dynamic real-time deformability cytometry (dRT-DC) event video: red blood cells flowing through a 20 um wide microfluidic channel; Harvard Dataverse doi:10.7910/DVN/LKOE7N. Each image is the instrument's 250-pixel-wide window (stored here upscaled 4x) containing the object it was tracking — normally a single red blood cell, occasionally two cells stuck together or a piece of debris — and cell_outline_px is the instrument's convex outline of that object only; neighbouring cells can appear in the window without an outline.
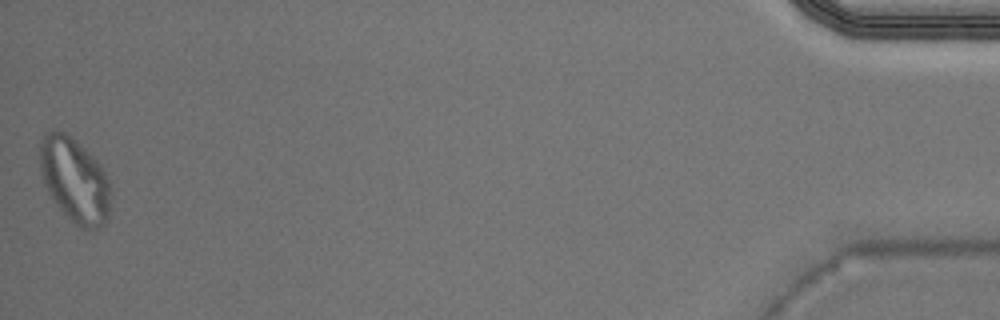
{"species": "Egyptian fruit bat (a non-hibernating species)", "species_latin": "Rousettus aegyptiacus", "temperature_condition": "warm", "stored_images_in_passage": 34, "camera_frame_rate_fps": 3000, "um_per_image_px": 0.085, "animal": {"sex": "male"}, "frame": {"image": 1, "passage_image": 34, "time_ms": 11.0, "image_size_px": [1000, 320], "cell_outline_px": [[108, 216], [104, 224], [96, 228], [80, 228], [56, 204], [48, 192], [44, 184], [40, 168], [40, 140], [44, 132], [56, 128], [64, 132], [76, 140], [100, 164], [108, 180]], "centroid_in_image_um": [6.29, 15.25], "position_along_channel_um": 428.9, "area_um2": 34.39}}